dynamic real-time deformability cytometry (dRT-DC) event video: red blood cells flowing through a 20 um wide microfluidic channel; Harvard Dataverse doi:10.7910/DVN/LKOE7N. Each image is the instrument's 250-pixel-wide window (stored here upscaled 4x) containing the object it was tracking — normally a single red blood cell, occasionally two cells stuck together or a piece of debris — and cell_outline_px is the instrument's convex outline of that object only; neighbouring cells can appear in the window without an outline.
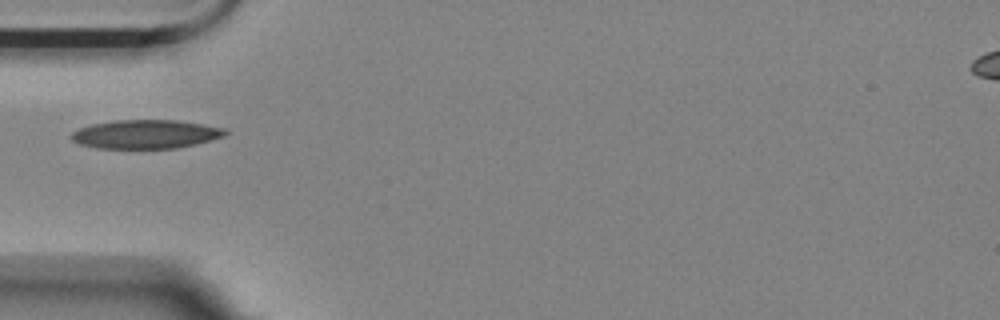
{"species": "Egyptian fruit bat (a non-hibernating species)", "species_latin": "Rousettus aegyptiacus", "temperature_condition": "room temperature", "stored_images_in_passage": 1, "camera_frame_rate_fps": 3000, "um_per_image_px": 0.085, "animal": {"sex": "female"}, "frame": {"image": 1, "passage_image": 1, "time_ms": 0.0, "image_size_px": [1000, 320], "cell_outline_px": [[228, 132], [224, 136], [212, 140], [196, 144], [176, 148], [96, 148], [80, 144], [72, 140], [72, 132], [80, 128], [92, 124], [116, 120], [176, 120], [204, 124], [228, 128]], "centroid_in_image_um": [12.44, 11.4], "position_along_channel_um": 72.6, "area_um2": 25.84}}